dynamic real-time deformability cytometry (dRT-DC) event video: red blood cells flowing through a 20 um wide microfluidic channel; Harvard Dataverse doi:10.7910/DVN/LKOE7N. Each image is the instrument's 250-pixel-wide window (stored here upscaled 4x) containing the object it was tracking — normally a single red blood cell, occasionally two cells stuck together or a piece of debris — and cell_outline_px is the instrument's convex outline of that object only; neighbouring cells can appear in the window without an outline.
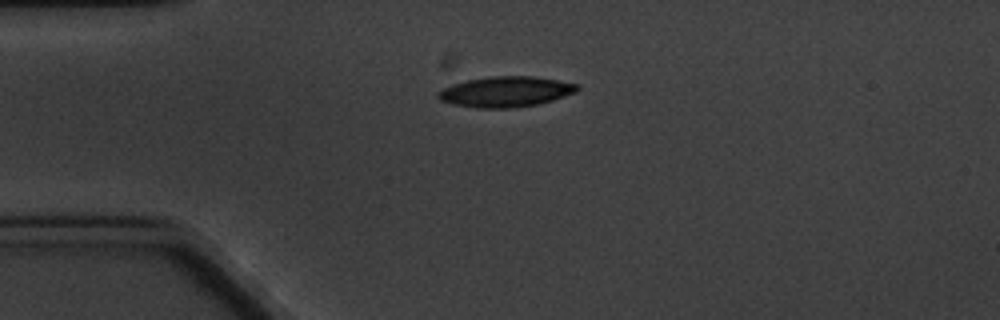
{"species": "common noctule bat (a hibernating species)", "species_latin": "Nyctalus noctula", "temperature_condition": "cold", "stored_images_in_passage": 1, "camera_frame_rate_fps": 3000, "um_per_image_px": 0.085, "animal": {"sex": "male", "body_mass_g": 20.1, "forearm_length_mm": 53.5}, "frame": {"image": 1, "passage_image": 1, "time_ms": 0.0, "image_size_px": [1000, 320], "cell_outline_px": [[580, 88], [576, 92], [540, 104], [512, 108], [476, 108], [452, 104], [440, 100], [436, 96], [444, 88], [452, 84], [468, 80], [488, 76], [532, 76], [580, 84]], "centroid_in_image_um": [43.0, 7.8], "position_along_channel_um": 42.0, "area_um2": 24.74}}